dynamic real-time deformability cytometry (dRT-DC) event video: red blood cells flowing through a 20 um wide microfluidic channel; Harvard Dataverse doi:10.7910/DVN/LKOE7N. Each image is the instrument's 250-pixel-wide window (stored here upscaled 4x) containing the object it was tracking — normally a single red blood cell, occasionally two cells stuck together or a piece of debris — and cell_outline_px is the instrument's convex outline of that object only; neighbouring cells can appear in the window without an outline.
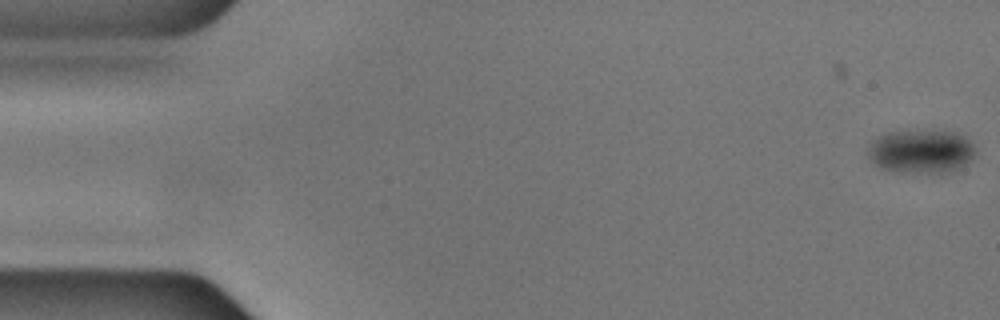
{"species": "common noctule bat (a hibernating species)", "species_latin": "Nyctalus noctula", "temperature_condition": "cold", "stored_images_in_passage": 46, "camera_frame_rate_fps": 3000, "um_per_image_px": 0.085, "animal": {"sex": "male", "body_mass_g": 17.9, "forearm_length_mm": 54.2}, "frame": {"image": 1, "passage_image": 1, "time_ms": 0.0, "image_size_px": [1000, 320], "cell_outline_px": [[976, 156], [956, 168], [944, 172], [896, 172], [880, 168], [868, 156], [868, 144], [872, 140], [888, 132], [956, 132], [964, 136], [976, 148]], "centroid_in_image_um": [78.27, 12.88], "position_along_channel_um": 6.7, "area_um2": 26.76}}
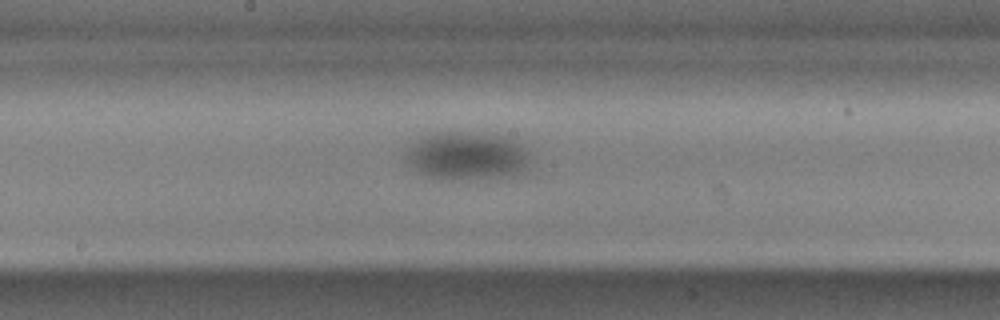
{"frame": {"image": 2, "passage_image": 29, "time_ms": 9.333, "image_size_px": [1000, 320], "cell_outline_px": [[528, 160], [524, 172], [516, 176], [460, 180], [452, 180], [428, 176], [420, 172], [404, 160], [404, 156], [408, 148], [420, 140], [436, 132], [456, 128], [496, 132], [516, 140], [528, 152]], "centroid_in_image_um": [39.74, 13.2], "position_along_channel_um": 208.5, "area_um2": 36.13}}
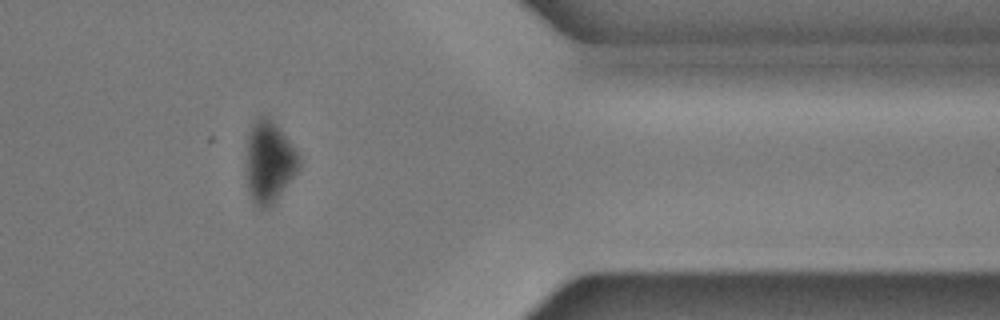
{"frame": {"image": 3, "passage_image": 46, "time_ms": 15.0, "image_size_px": [1000, 320], "cell_outline_px": [[300, 164], [296, 172], [272, 204], [264, 208], [256, 208], [248, 192], [244, 168], [248, 132], [252, 124], [260, 116], [268, 116], [272, 120], [300, 156]], "centroid_in_image_um": [22.81, 13.78], "position_along_channel_um": 388.6, "area_um2": 25.14}}